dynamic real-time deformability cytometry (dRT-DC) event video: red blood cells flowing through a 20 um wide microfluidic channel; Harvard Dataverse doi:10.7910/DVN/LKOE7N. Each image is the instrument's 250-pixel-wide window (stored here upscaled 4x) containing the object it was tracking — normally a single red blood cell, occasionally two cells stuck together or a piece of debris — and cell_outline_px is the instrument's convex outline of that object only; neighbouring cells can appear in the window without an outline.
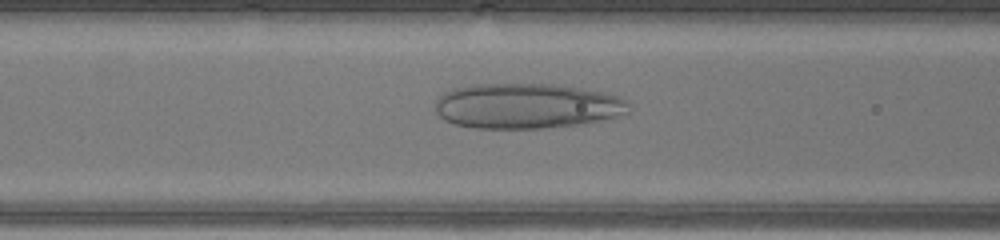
{"species": "human", "species_latin": "Homo sapiens", "temperature_condition": "warm", "stored_images_in_passage": 45, "camera_frame_rate_fps": 3000, "um_per_image_px": 0.085, "donor": {"sex": "male"}, "frame": {"image": 1, "passage_image": 17, "time_ms": 5.333, "image_size_px": [1000, 240], "cell_outline_px": [[628, 112], [616, 116], [588, 124], [540, 128], [476, 128], [456, 124], [444, 120], [436, 112], [436, 100], [444, 92], [452, 88], [476, 84], [564, 84], [604, 92], [628, 100]], "centroid_in_image_um": [44.8, 9.0], "position_along_channel_um": 121.8, "area_um2": 51.38}}
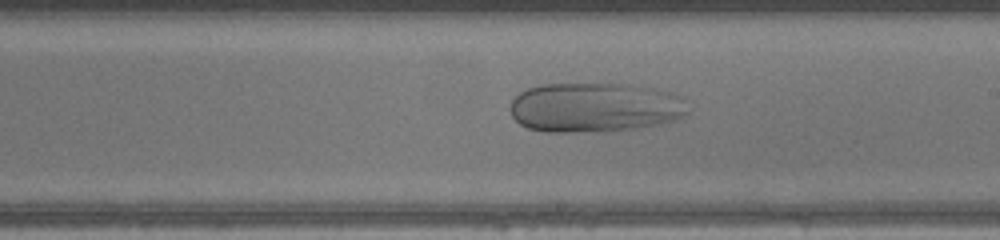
{"frame": {"image": 2, "passage_image": 25, "time_ms": 8.0, "image_size_px": [1000, 240], "cell_outline_px": [[688, 112], [684, 116], [672, 120], [640, 128], [608, 132], [544, 132], [528, 128], [520, 124], [512, 116], [508, 108], [512, 100], [520, 92], [528, 88], [540, 84], [596, 80], [632, 84], [672, 92], [684, 96]], "centroid_in_image_um": [50.55, 9.08], "position_along_channel_um": 238.5, "area_um2": 53.47}}
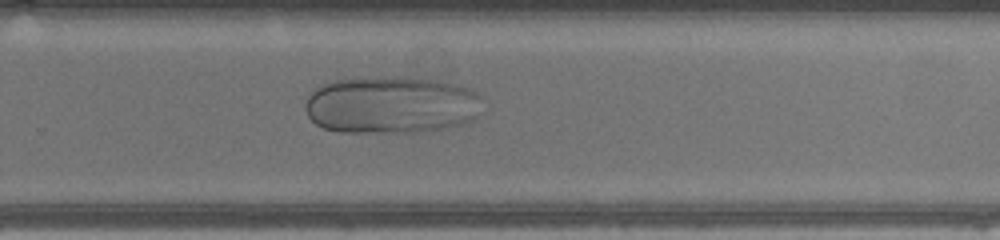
{"frame": {"image": 3, "passage_image": 29, "time_ms": 9.333, "image_size_px": [1000, 240], "cell_outline_px": [[480, 96], [476, 116], [468, 124], [448, 128], [416, 132], [340, 132], [324, 128], [316, 124], [308, 116], [304, 108], [304, 104], [308, 96], [320, 84], [332, 80], [376, 76], [396, 76], [436, 80], [456, 84], [476, 92]], "centroid_in_image_um": [33.21, 8.91], "position_along_channel_um": 296.6, "area_um2": 59.82}}